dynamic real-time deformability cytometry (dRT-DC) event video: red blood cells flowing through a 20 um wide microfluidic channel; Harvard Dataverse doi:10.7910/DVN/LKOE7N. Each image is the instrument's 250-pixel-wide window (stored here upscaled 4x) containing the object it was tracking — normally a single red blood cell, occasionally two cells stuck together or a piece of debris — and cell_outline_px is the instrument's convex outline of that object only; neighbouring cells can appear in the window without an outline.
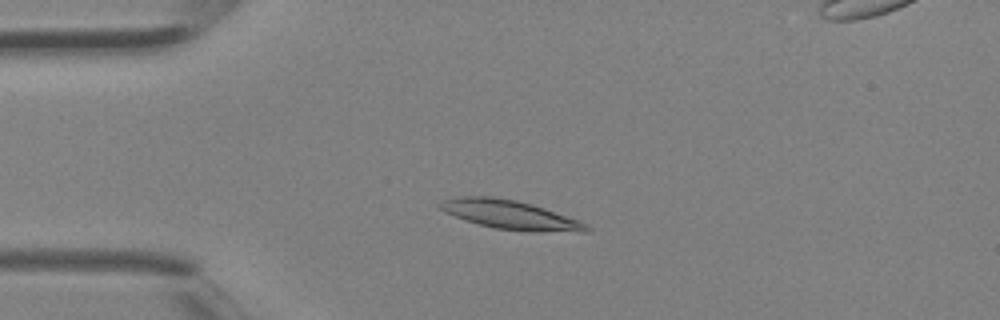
{"species": "Egyptian fruit bat (a non-hibernating species)", "species_latin": "Rousettus aegyptiacus", "temperature_condition": "room temperature", "stored_images_in_passage": 2, "camera_frame_rate_fps": 3000, "um_per_image_px": 0.085, "animal": {"sex": "female"}, "frame": {"image": 1, "passage_image": 2, "time_ms": 0.333, "image_size_px": [1000, 320], "cell_outline_px": [[592, 228], [588, 232], [532, 232], [492, 228], [464, 220], [444, 212], [436, 204], [440, 200], [460, 196], [492, 196], [516, 200], [532, 204], [544, 208], [576, 220]], "centroid_in_image_um": [43.3, 18.26], "position_along_channel_um": 41.7, "area_um2": 24.85}}